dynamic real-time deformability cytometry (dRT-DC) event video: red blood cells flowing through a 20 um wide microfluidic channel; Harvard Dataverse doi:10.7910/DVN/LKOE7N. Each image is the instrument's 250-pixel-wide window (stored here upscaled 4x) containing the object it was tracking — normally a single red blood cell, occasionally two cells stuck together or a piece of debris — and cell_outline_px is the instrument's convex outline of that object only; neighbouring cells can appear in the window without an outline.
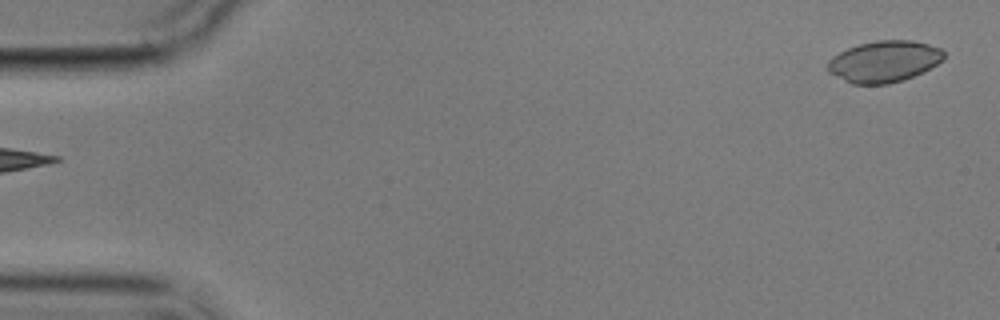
{"species": "common noctule bat (a hibernating species)", "species_latin": "Nyctalus noctula", "temperature_condition": "cold", "stored_images_in_passage": 3, "segment_of_instrument_passage": [2, 2], "camera_frame_rate_fps": 3000, "um_per_image_px": 0.085, "animal": {"sex": "male", "body_mass_g": 17.9}, "frame": {"image": 1, "passage_image": 3, "time_ms": 2.333, "image_size_px": [1000, 320], "cell_outline_px": [[944, 60], [904, 80], [888, 84], [852, 84], [828, 72], [828, 60], [832, 56], [848, 48], [860, 44], [876, 40], [912, 40], [928, 44], [940, 48], [944, 52]], "centroid_in_image_um": [75.13, 5.22], "position_along_channel_um": 9.9, "area_um2": 27.86}}